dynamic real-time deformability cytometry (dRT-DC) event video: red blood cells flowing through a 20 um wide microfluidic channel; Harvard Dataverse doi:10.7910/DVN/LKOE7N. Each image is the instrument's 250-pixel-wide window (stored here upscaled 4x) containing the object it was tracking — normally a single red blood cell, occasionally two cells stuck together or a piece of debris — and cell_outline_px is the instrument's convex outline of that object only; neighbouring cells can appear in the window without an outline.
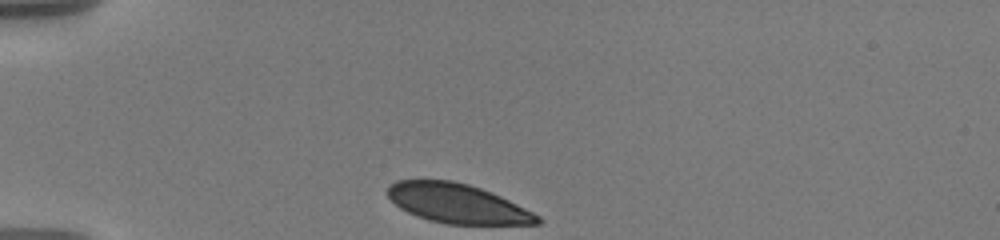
{"species": "human", "species_latin": "Homo sapiens", "temperature_condition": "warm", "stored_images_in_passage": 7, "camera_frame_rate_fps": 3000, "um_per_image_px": 0.085, "donor": {"sex": "male"}, "frame": {"image": 1, "passage_image": 1, "time_ms": 0.0, "image_size_px": [1000, 240], "cell_outline_px": [[544, 220], [540, 224], [448, 224], [428, 220], [416, 216], [400, 208], [388, 196], [388, 184], [396, 180], [452, 180], [468, 184], [480, 188], [500, 196], [540, 216]], "centroid_in_image_um": [38.87, 17.3], "position_along_channel_um": 46.1, "area_um2": 34.22}}
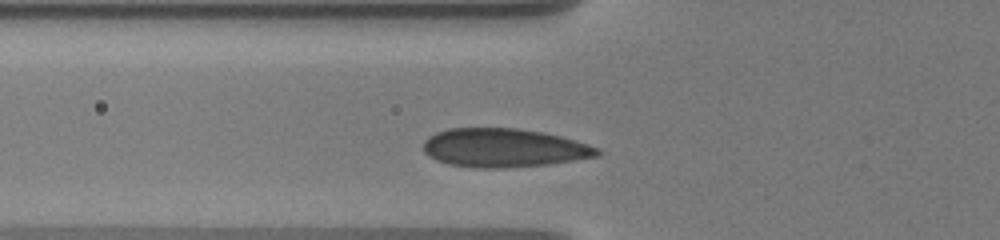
{"frame": {"image": 2, "passage_image": 5, "time_ms": 2.0, "image_size_px": [1000, 240], "cell_outline_px": [[600, 152], [596, 156], [548, 164], [504, 168], [472, 168], [448, 164], [436, 160], [428, 156], [424, 152], [424, 140], [428, 136], [436, 132], [448, 128], [520, 128], [544, 132], [560, 136], [588, 144], [596, 148]], "centroid_in_image_um": [42.76, 12.56], "position_along_channel_um": 83.0, "area_um2": 39.25}}